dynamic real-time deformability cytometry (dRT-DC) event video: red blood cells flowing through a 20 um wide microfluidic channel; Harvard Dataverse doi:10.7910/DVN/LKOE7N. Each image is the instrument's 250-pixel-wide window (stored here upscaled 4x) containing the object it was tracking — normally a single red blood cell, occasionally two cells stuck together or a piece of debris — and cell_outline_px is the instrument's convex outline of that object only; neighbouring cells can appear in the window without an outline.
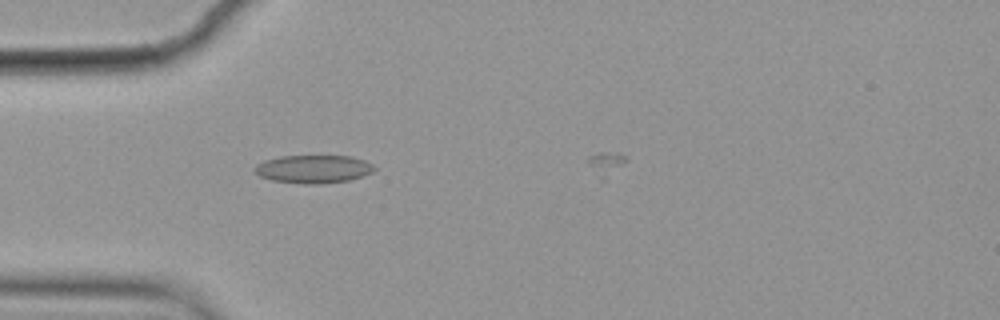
{"species": "common noctule bat (a hibernating species)", "species_latin": "Nyctalus noctula", "temperature_condition": "cold", "stored_images_in_passage": 3, "camera_frame_rate_fps": 3000, "um_per_image_px": 0.085, "animal": {"sex": "female", "body_mass_g": 19.9}, "frame": {"image": 1, "passage_image": 2, "time_ms": 0.333, "image_size_px": [1000, 320], "cell_outline_px": [[376, 168], [372, 172], [348, 180], [320, 184], [304, 184], [272, 180], [260, 176], [256, 172], [256, 164], [264, 160], [280, 156], [352, 156], [364, 160], [372, 164]], "centroid_in_image_um": [26.64, 14.36], "position_along_channel_um": 58.4, "area_um2": 19.42}}